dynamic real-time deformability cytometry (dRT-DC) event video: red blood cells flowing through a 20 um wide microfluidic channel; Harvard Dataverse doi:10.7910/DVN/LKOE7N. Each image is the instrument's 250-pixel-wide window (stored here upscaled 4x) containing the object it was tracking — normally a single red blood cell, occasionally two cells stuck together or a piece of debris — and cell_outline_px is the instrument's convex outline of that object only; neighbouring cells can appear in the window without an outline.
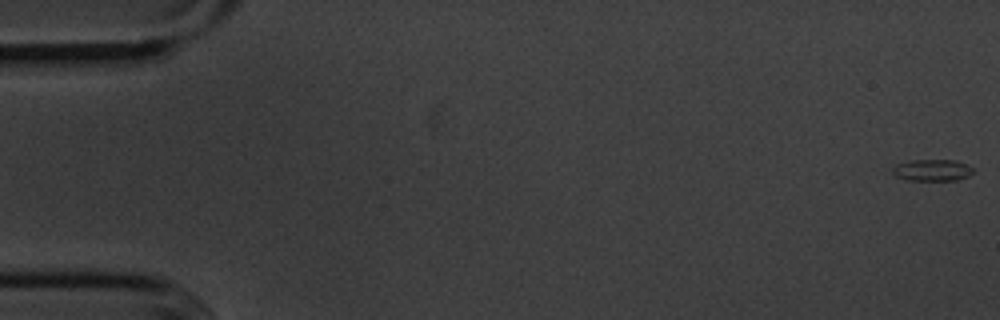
{"species": "common noctule bat (a hibernating species)", "species_latin": "Nyctalus noctula", "temperature_condition": "cold", "stored_images_in_passage": 55, "segment_of_instrument_passage": [1, 2], "camera_frame_rate_fps": 3000, "um_per_image_px": 0.085, "animal": {"sex": "male", "body_mass_g": 20.1, "forearm_length_mm": 53.5}, "frame": {"image": 1, "passage_image": 1, "time_ms": 0.0, "image_size_px": [1000, 320], "cell_outline_px": [[972, 172], [968, 176], [956, 180], [908, 180], [896, 176], [892, 172], [892, 168], [896, 164], [912, 160], [956, 160], [972, 168]], "centroid_in_image_um": [79.2, 14.46], "position_along_channel_um": 5.8, "area_um2": 10.0}}
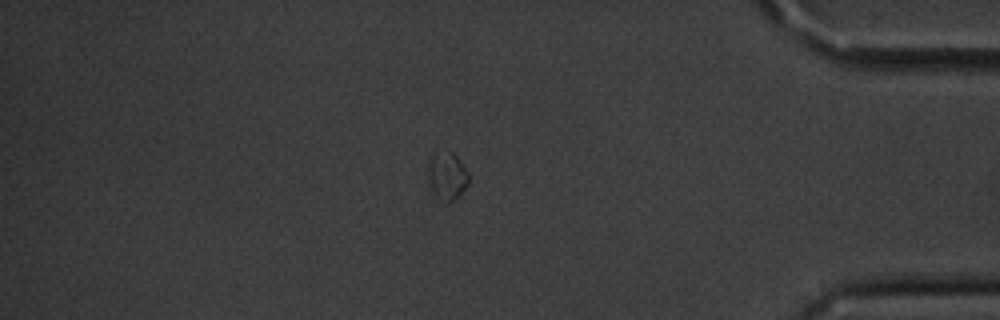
{"frame": {"image": 2, "passage_image": 48, "time_ms": 15.667, "image_size_px": [1000, 320], "cell_outline_px": [[468, 184], [448, 204], [444, 204], [436, 196], [428, 184], [428, 160], [432, 156], [452, 152], [456, 156], [468, 172]], "centroid_in_image_um": [37.97, 15.01], "position_along_channel_um": 397.2, "area_um2": 10.98}}